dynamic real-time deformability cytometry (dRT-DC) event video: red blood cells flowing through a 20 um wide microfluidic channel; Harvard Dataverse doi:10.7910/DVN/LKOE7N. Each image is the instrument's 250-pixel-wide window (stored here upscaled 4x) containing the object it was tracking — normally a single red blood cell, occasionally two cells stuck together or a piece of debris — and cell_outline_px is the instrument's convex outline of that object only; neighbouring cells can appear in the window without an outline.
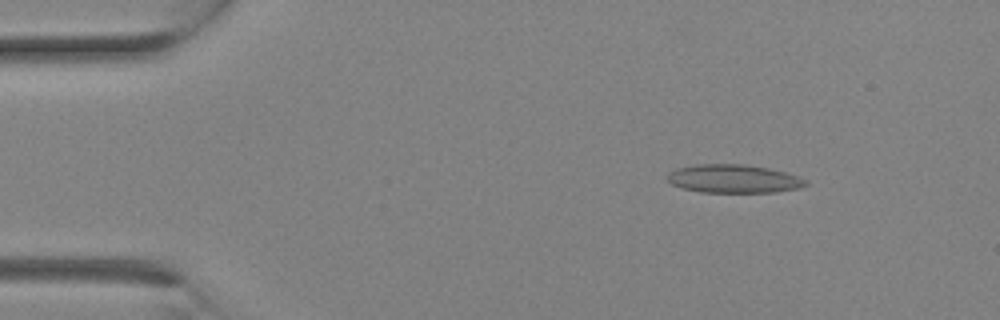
{"species": "Egyptian fruit bat (a non-hibernating species)", "species_latin": "Rousettus aegyptiacus", "temperature_condition": "room temperature", "stored_images_in_passage": 13, "camera_frame_rate_fps": 3000, "um_per_image_px": 0.085, "animal": {"sex": "female"}, "frame": {"image": 1, "passage_image": 4, "time_ms": 1.0, "image_size_px": [1000, 320], "cell_outline_px": [[808, 184], [800, 188], [776, 192], [700, 192], [684, 188], [672, 184], [664, 180], [664, 176], [668, 172], [676, 168], [696, 164], [744, 164], [768, 168], [784, 172], [808, 180]], "centroid_in_image_um": [62.31, 15.19], "position_along_channel_um": 22.7, "area_um2": 23.06}}
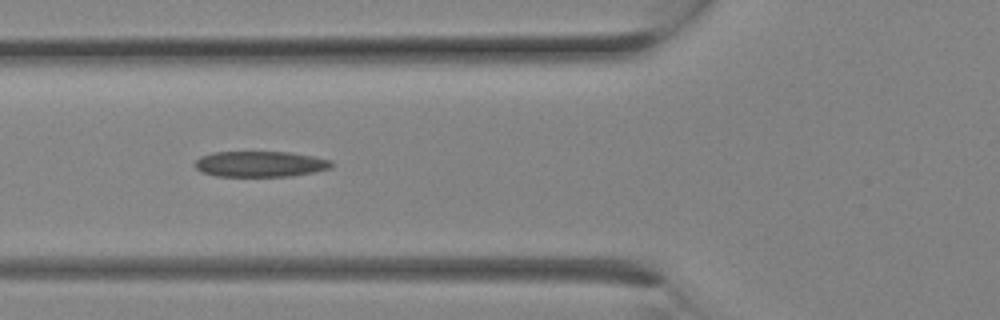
{"frame": {"image": 2, "passage_image": 10, "time_ms": 3.0, "image_size_px": [1000, 320], "cell_outline_px": [[332, 168], [292, 176], [216, 176], [204, 172], [196, 168], [196, 160], [200, 156], [212, 152], [288, 152], [312, 156], [332, 160]], "centroid_in_image_um": [22.13, 13.94], "position_along_channel_um": 103.7, "area_um2": 20.35}}
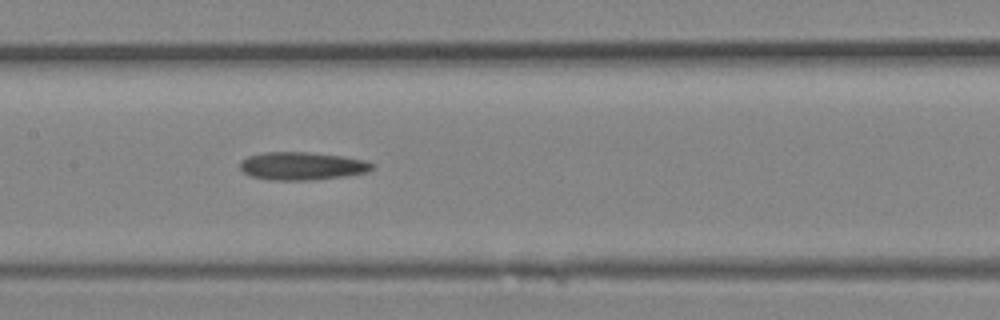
{"frame": {"image": 3, "passage_image": 13, "time_ms": 4.0, "image_size_px": [1000, 320], "cell_outline_px": [[376, 164], [368, 172], [344, 176], [312, 180], [268, 180], [252, 176], [244, 172], [240, 168], [240, 160], [248, 156], [264, 152], [308, 152], [344, 156], [364, 160]], "centroid_in_image_um": [25.68, 14.1], "position_along_channel_um": 181.7, "area_um2": 21.62}}